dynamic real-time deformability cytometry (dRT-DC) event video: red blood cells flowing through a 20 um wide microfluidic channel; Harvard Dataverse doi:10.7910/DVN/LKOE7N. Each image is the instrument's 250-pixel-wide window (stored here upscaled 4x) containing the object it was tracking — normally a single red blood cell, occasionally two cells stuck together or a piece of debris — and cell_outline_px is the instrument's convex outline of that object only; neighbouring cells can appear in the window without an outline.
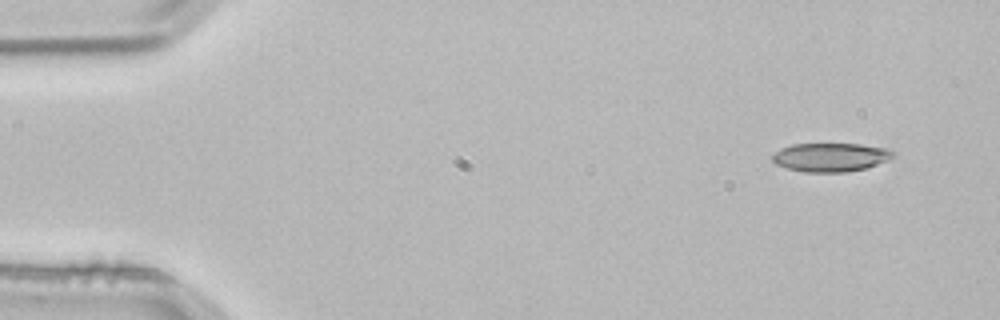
{"species": "common noctule bat (a hibernating species)", "species_latin": "Nyctalus noctula", "temperature_condition": "room temperature", "stored_images_in_passage": 3, "camera_frame_rate_fps": 3000, "um_per_image_px": 0.085, "animal": {"sex": "male", "body_mass_g": 21.5, "forearm_length_mm": 52.0}, "frame": {"image": 1, "passage_image": 1, "time_ms": 0.0, "image_size_px": [1000, 320], "cell_outline_px": [[896, 156], [888, 160], [864, 168], [844, 172], [804, 172], [788, 168], [776, 164], [772, 160], [772, 156], [780, 148], [792, 144], [860, 144], [884, 148], [896, 152]], "centroid_in_image_um": [70.6, 13.36], "position_along_channel_um": 14.4, "area_um2": 20.06}}
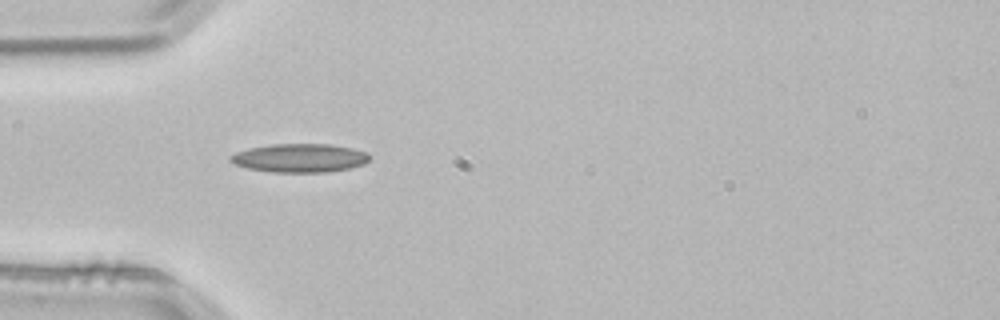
{"frame": {"image": 2, "passage_image": 3, "time_ms": 0.667, "image_size_px": [1000, 320], "cell_outline_px": [[372, 156], [364, 164], [348, 168], [328, 172], [272, 172], [248, 168], [236, 164], [228, 160], [228, 156], [236, 152], [248, 148], [268, 144], [328, 144], [352, 148], [368, 152]], "centroid_in_image_um": [25.47, 13.42], "position_along_channel_um": 59.5, "area_um2": 23.29}}